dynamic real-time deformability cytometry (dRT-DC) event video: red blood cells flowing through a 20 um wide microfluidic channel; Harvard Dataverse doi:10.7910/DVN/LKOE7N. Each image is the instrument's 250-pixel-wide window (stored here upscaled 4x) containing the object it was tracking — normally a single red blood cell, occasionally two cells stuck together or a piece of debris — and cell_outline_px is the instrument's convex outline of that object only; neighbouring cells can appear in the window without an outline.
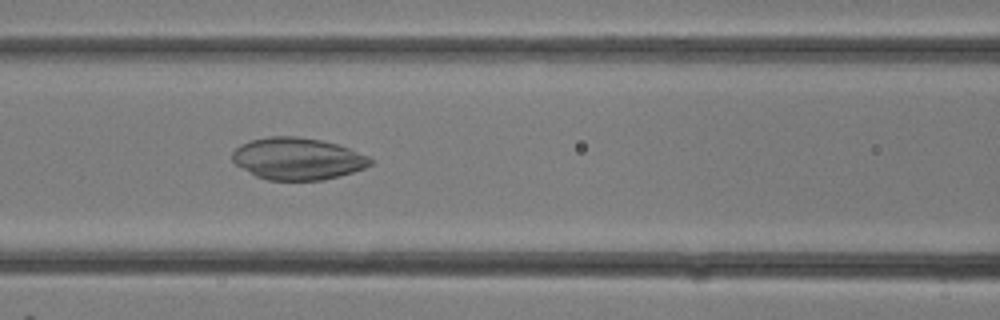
{"species": "common noctule bat (a hibernating species)", "species_latin": "Nyctalus noctula", "temperature_condition": "room temperature", "stored_images_in_passage": 22, "camera_frame_rate_fps": 3000, "um_per_image_px": 0.085, "animal": {"sex": "female"}, "frame": {"image": 1, "passage_image": 5, "time_ms": 1.333, "image_size_px": [1000, 320], "cell_outline_px": [[372, 164], [364, 168], [352, 172], [324, 180], [268, 180], [256, 176], [236, 164], [232, 160], [232, 152], [240, 144], [252, 140], [268, 136], [296, 136], [320, 140], [336, 144], [348, 148], [368, 156], [372, 160]], "centroid_in_image_um": [25.28, 13.49], "position_along_channel_um": 141.3, "area_um2": 33.58}}
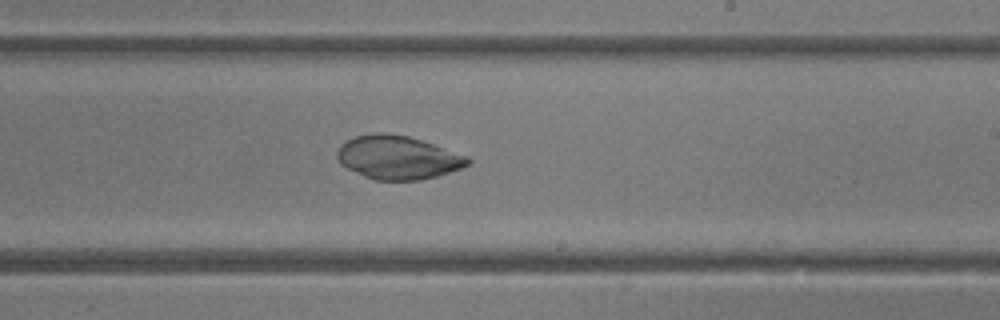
{"frame": {"image": 2, "passage_image": 10, "time_ms": 3.0, "image_size_px": [1000, 320], "cell_outline_px": [[472, 160], [468, 164], [460, 168], [436, 176], [420, 180], [372, 180], [340, 164], [336, 156], [336, 152], [340, 144], [356, 136], [372, 132], [384, 132], [408, 136], [468, 156]], "centroid_in_image_um": [33.77, 13.38], "position_along_channel_um": 255.2, "area_um2": 33.0}}
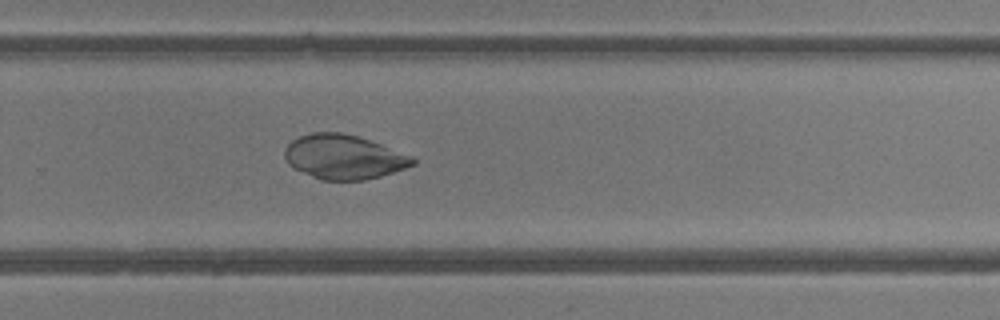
{"frame": {"image": 3, "passage_image": 12, "time_ms": 3.667, "image_size_px": [1000, 320], "cell_outline_px": [[416, 164], [380, 176], [364, 180], [320, 180], [292, 168], [288, 164], [284, 156], [284, 148], [292, 140], [300, 136], [312, 132], [340, 132], [356, 136], [380, 144], [412, 156], [416, 160]], "centroid_in_image_um": [29.17, 13.35], "position_along_channel_um": 300.6, "area_um2": 33.0}}